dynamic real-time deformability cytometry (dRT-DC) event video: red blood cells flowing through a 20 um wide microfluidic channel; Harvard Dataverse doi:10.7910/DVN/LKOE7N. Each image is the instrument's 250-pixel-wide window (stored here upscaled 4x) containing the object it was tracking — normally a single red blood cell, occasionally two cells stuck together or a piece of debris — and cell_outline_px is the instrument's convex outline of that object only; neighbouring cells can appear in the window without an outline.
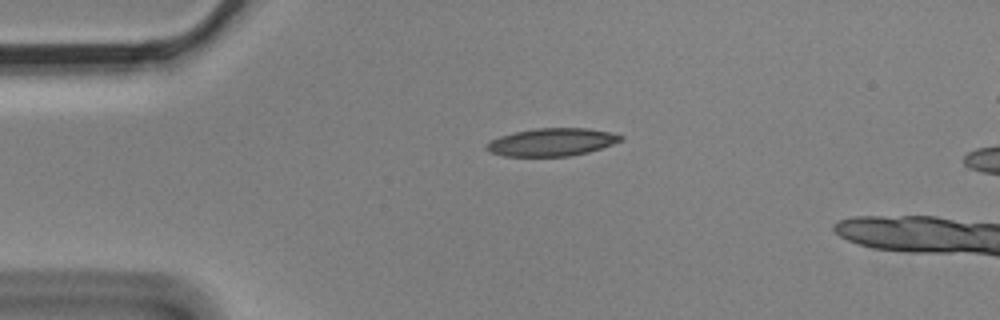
{"species": "Egyptian fruit bat (a non-hibernating species)", "species_latin": "Rousettus aegyptiacus", "temperature_condition": "cold", "stored_images_in_passage": 3, "camera_frame_rate_fps": 3000, "um_per_image_px": 0.085, "animal": {"sex": "male"}, "frame": {"image": 1, "passage_image": 1, "time_ms": 0.0, "image_size_px": [1000, 320], "cell_outline_px": [[624, 140], [588, 152], [572, 156], [504, 156], [488, 152], [484, 148], [484, 144], [500, 136], [516, 132], [536, 128], [588, 128], [608, 132], [624, 136]], "centroid_in_image_um": [46.88, 12.08], "position_along_channel_um": 38.1, "area_um2": 21.73}}